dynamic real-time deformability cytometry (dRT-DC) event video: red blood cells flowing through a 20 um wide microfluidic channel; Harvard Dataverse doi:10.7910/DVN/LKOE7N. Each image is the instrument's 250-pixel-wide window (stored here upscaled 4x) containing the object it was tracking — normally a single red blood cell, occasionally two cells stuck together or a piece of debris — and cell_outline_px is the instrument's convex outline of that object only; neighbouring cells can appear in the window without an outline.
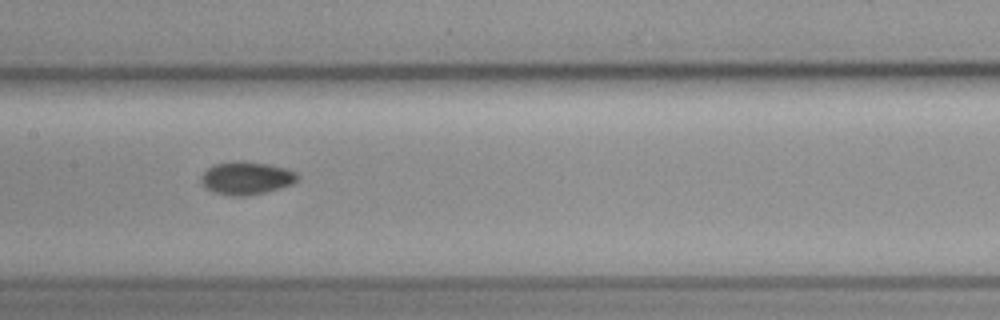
{"species": "common noctule bat (a hibernating species)", "species_latin": "Nyctalus noctula", "temperature_condition": "cold", "stored_images_in_passage": 7, "camera_frame_rate_fps": 3000, "um_per_image_px": 0.085, "animal": {"sex": "female", "body_mass_g": 19.3, "forearm_length_mm": 54.1}, "frame": {"image": 1, "passage_image": 6, "time_ms": 7.0, "image_size_px": [1000, 320], "cell_outline_px": [[300, 176], [292, 184], [280, 188], [264, 192], [244, 196], [232, 196], [216, 192], [204, 188], [200, 184], [200, 176], [212, 164], [268, 164], [288, 168], [296, 172]], "centroid_in_image_um": [20.94, 15.18], "position_along_channel_um": 186.5, "area_um2": 17.86}}